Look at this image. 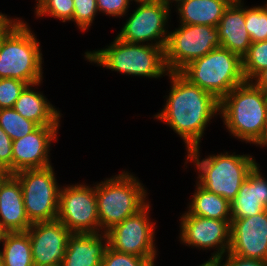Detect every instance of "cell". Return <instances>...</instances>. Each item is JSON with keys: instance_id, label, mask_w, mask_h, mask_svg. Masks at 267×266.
Wrapping results in <instances>:
<instances>
[{"instance_id": "cell-1", "label": "cell", "mask_w": 267, "mask_h": 266, "mask_svg": "<svg viewBox=\"0 0 267 266\" xmlns=\"http://www.w3.org/2000/svg\"><path fill=\"white\" fill-rule=\"evenodd\" d=\"M171 88L166 104L153 117L182 138L186 151L200 146L206 127L219 114L220 101L210 92L190 83L179 72H169Z\"/></svg>"}, {"instance_id": "cell-2", "label": "cell", "mask_w": 267, "mask_h": 266, "mask_svg": "<svg viewBox=\"0 0 267 266\" xmlns=\"http://www.w3.org/2000/svg\"><path fill=\"white\" fill-rule=\"evenodd\" d=\"M22 18H12L0 31V79H18L29 84L43 80L40 43Z\"/></svg>"}, {"instance_id": "cell-3", "label": "cell", "mask_w": 267, "mask_h": 266, "mask_svg": "<svg viewBox=\"0 0 267 266\" xmlns=\"http://www.w3.org/2000/svg\"><path fill=\"white\" fill-rule=\"evenodd\" d=\"M219 115L234 138L254 145L267 123V93L245 81L220 100Z\"/></svg>"}, {"instance_id": "cell-4", "label": "cell", "mask_w": 267, "mask_h": 266, "mask_svg": "<svg viewBox=\"0 0 267 266\" xmlns=\"http://www.w3.org/2000/svg\"><path fill=\"white\" fill-rule=\"evenodd\" d=\"M199 150L200 146L187 150L185 167L192 162L198 171L196 182L207 191L231 202L248 174L258 164L256 159L250 154L236 155L235 152L229 154V151L200 159Z\"/></svg>"}, {"instance_id": "cell-5", "label": "cell", "mask_w": 267, "mask_h": 266, "mask_svg": "<svg viewBox=\"0 0 267 266\" xmlns=\"http://www.w3.org/2000/svg\"><path fill=\"white\" fill-rule=\"evenodd\" d=\"M164 49L165 47L124 42L116 36L106 48L85 52L84 58L120 74L160 79L169 73Z\"/></svg>"}, {"instance_id": "cell-6", "label": "cell", "mask_w": 267, "mask_h": 266, "mask_svg": "<svg viewBox=\"0 0 267 266\" xmlns=\"http://www.w3.org/2000/svg\"><path fill=\"white\" fill-rule=\"evenodd\" d=\"M97 183V184H96ZM100 233L138 213L149 202L147 189L133 173L123 170L118 175L95 182Z\"/></svg>"}, {"instance_id": "cell-7", "label": "cell", "mask_w": 267, "mask_h": 266, "mask_svg": "<svg viewBox=\"0 0 267 266\" xmlns=\"http://www.w3.org/2000/svg\"><path fill=\"white\" fill-rule=\"evenodd\" d=\"M179 73L190 83L210 92L219 101L246 80L242 58L223 47H217L182 68Z\"/></svg>"}, {"instance_id": "cell-8", "label": "cell", "mask_w": 267, "mask_h": 266, "mask_svg": "<svg viewBox=\"0 0 267 266\" xmlns=\"http://www.w3.org/2000/svg\"><path fill=\"white\" fill-rule=\"evenodd\" d=\"M55 174L52 165L14 174L21 183L25 211L32 224L57 220L61 186Z\"/></svg>"}, {"instance_id": "cell-9", "label": "cell", "mask_w": 267, "mask_h": 266, "mask_svg": "<svg viewBox=\"0 0 267 266\" xmlns=\"http://www.w3.org/2000/svg\"><path fill=\"white\" fill-rule=\"evenodd\" d=\"M217 47H221L217 27L180 24L168 34L164 49L167 70L179 72Z\"/></svg>"}, {"instance_id": "cell-10", "label": "cell", "mask_w": 267, "mask_h": 266, "mask_svg": "<svg viewBox=\"0 0 267 266\" xmlns=\"http://www.w3.org/2000/svg\"><path fill=\"white\" fill-rule=\"evenodd\" d=\"M134 2L138 7L132 14L130 13V17L126 19L117 37L124 42L165 47L169 34L167 23L168 19H171V9L160 0H135Z\"/></svg>"}, {"instance_id": "cell-11", "label": "cell", "mask_w": 267, "mask_h": 266, "mask_svg": "<svg viewBox=\"0 0 267 266\" xmlns=\"http://www.w3.org/2000/svg\"><path fill=\"white\" fill-rule=\"evenodd\" d=\"M149 202L138 213L126 218L106 232L108 246L115 251L132 254L156 263L155 224L151 222ZM156 259V260H155Z\"/></svg>"}, {"instance_id": "cell-12", "label": "cell", "mask_w": 267, "mask_h": 266, "mask_svg": "<svg viewBox=\"0 0 267 266\" xmlns=\"http://www.w3.org/2000/svg\"><path fill=\"white\" fill-rule=\"evenodd\" d=\"M61 186L57 220L71 233H100L95 183Z\"/></svg>"}, {"instance_id": "cell-13", "label": "cell", "mask_w": 267, "mask_h": 266, "mask_svg": "<svg viewBox=\"0 0 267 266\" xmlns=\"http://www.w3.org/2000/svg\"><path fill=\"white\" fill-rule=\"evenodd\" d=\"M179 221L181 244L203 251L213 249L209 259L219 258L229 251L231 220L203 218L185 211Z\"/></svg>"}, {"instance_id": "cell-14", "label": "cell", "mask_w": 267, "mask_h": 266, "mask_svg": "<svg viewBox=\"0 0 267 266\" xmlns=\"http://www.w3.org/2000/svg\"><path fill=\"white\" fill-rule=\"evenodd\" d=\"M60 126H38L12 142V175L27 169L51 166V144L58 139Z\"/></svg>"}, {"instance_id": "cell-15", "label": "cell", "mask_w": 267, "mask_h": 266, "mask_svg": "<svg viewBox=\"0 0 267 266\" xmlns=\"http://www.w3.org/2000/svg\"><path fill=\"white\" fill-rule=\"evenodd\" d=\"M27 232L34 266H59L72 233L58 220L33 223Z\"/></svg>"}, {"instance_id": "cell-16", "label": "cell", "mask_w": 267, "mask_h": 266, "mask_svg": "<svg viewBox=\"0 0 267 266\" xmlns=\"http://www.w3.org/2000/svg\"><path fill=\"white\" fill-rule=\"evenodd\" d=\"M228 252L267 261V209L251 217L231 219Z\"/></svg>"}, {"instance_id": "cell-17", "label": "cell", "mask_w": 267, "mask_h": 266, "mask_svg": "<svg viewBox=\"0 0 267 266\" xmlns=\"http://www.w3.org/2000/svg\"><path fill=\"white\" fill-rule=\"evenodd\" d=\"M26 214L21 183L8 175L0 184V230L24 232L31 226Z\"/></svg>"}, {"instance_id": "cell-18", "label": "cell", "mask_w": 267, "mask_h": 266, "mask_svg": "<svg viewBox=\"0 0 267 266\" xmlns=\"http://www.w3.org/2000/svg\"><path fill=\"white\" fill-rule=\"evenodd\" d=\"M259 168V164L253 168L230 202L231 219L251 217L267 209V178Z\"/></svg>"}, {"instance_id": "cell-19", "label": "cell", "mask_w": 267, "mask_h": 266, "mask_svg": "<svg viewBox=\"0 0 267 266\" xmlns=\"http://www.w3.org/2000/svg\"><path fill=\"white\" fill-rule=\"evenodd\" d=\"M107 247L106 233H72L59 266H101Z\"/></svg>"}, {"instance_id": "cell-20", "label": "cell", "mask_w": 267, "mask_h": 266, "mask_svg": "<svg viewBox=\"0 0 267 266\" xmlns=\"http://www.w3.org/2000/svg\"><path fill=\"white\" fill-rule=\"evenodd\" d=\"M221 47L238 54L241 58L252 43L245 28V5L242 0H233L217 25Z\"/></svg>"}, {"instance_id": "cell-21", "label": "cell", "mask_w": 267, "mask_h": 266, "mask_svg": "<svg viewBox=\"0 0 267 266\" xmlns=\"http://www.w3.org/2000/svg\"><path fill=\"white\" fill-rule=\"evenodd\" d=\"M42 82L27 85L13 108L38 126H60L63 114L48 101L41 91H36Z\"/></svg>"}, {"instance_id": "cell-22", "label": "cell", "mask_w": 267, "mask_h": 266, "mask_svg": "<svg viewBox=\"0 0 267 266\" xmlns=\"http://www.w3.org/2000/svg\"><path fill=\"white\" fill-rule=\"evenodd\" d=\"M233 0H184L176 7L179 24L217 27Z\"/></svg>"}, {"instance_id": "cell-23", "label": "cell", "mask_w": 267, "mask_h": 266, "mask_svg": "<svg viewBox=\"0 0 267 266\" xmlns=\"http://www.w3.org/2000/svg\"><path fill=\"white\" fill-rule=\"evenodd\" d=\"M195 187L192 198L187 205L189 214L203 218L231 220V206L227 199L207 191L197 182Z\"/></svg>"}, {"instance_id": "cell-24", "label": "cell", "mask_w": 267, "mask_h": 266, "mask_svg": "<svg viewBox=\"0 0 267 266\" xmlns=\"http://www.w3.org/2000/svg\"><path fill=\"white\" fill-rule=\"evenodd\" d=\"M0 243V258L4 266H34L30 238L27 231L5 232Z\"/></svg>"}, {"instance_id": "cell-25", "label": "cell", "mask_w": 267, "mask_h": 266, "mask_svg": "<svg viewBox=\"0 0 267 266\" xmlns=\"http://www.w3.org/2000/svg\"><path fill=\"white\" fill-rule=\"evenodd\" d=\"M0 127L14 141L33 132L38 125L21 116L14 108H7L0 109Z\"/></svg>"}, {"instance_id": "cell-26", "label": "cell", "mask_w": 267, "mask_h": 266, "mask_svg": "<svg viewBox=\"0 0 267 266\" xmlns=\"http://www.w3.org/2000/svg\"><path fill=\"white\" fill-rule=\"evenodd\" d=\"M267 67V40L251 43L248 52L242 57V71L246 81H251Z\"/></svg>"}, {"instance_id": "cell-27", "label": "cell", "mask_w": 267, "mask_h": 266, "mask_svg": "<svg viewBox=\"0 0 267 266\" xmlns=\"http://www.w3.org/2000/svg\"><path fill=\"white\" fill-rule=\"evenodd\" d=\"M35 15L37 18L51 16L62 22L72 21L74 14L73 0H35Z\"/></svg>"}, {"instance_id": "cell-28", "label": "cell", "mask_w": 267, "mask_h": 266, "mask_svg": "<svg viewBox=\"0 0 267 266\" xmlns=\"http://www.w3.org/2000/svg\"><path fill=\"white\" fill-rule=\"evenodd\" d=\"M245 28L252 43L267 40V10L264 6L245 7Z\"/></svg>"}, {"instance_id": "cell-29", "label": "cell", "mask_w": 267, "mask_h": 266, "mask_svg": "<svg viewBox=\"0 0 267 266\" xmlns=\"http://www.w3.org/2000/svg\"><path fill=\"white\" fill-rule=\"evenodd\" d=\"M73 3V22L81 31H87L92 26L91 24L95 20L97 13L99 14L96 0H73Z\"/></svg>"}, {"instance_id": "cell-30", "label": "cell", "mask_w": 267, "mask_h": 266, "mask_svg": "<svg viewBox=\"0 0 267 266\" xmlns=\"http://www.w3.org/2000/svg\"><path fill=\"white\" fill-rule=\"evenodd\" d=\"M28 84L18 79H0V109L13 108Z\"/></svg>"}, {"instance_id": "cell-31", "label": "cell", "mask_w": 267, "mask_h": 266, "mask_svg": "<svg viewBox=\"0 0 267 266\" xmlns=\"http://www.w3.org/2000/svg\"><path fill=\"white\" fill-rule=\"evenodd\" d=\"M152 263L143 257L121 253L107 247L101 266H151Z\"/></svg>"}, {"instance_id": "cell-32", "label": "cell", "mask_w": 267, "mask_h": 266, "mask_svg": "<svg viewBox=\"0 0 267 266\" xmlns=\"http://www.w3.org/2000/svg\"><path fill=\"white\" fill-rule=\"evenodd\" d=\"M135 0H96L99 13L121 18L128 15L130 3Z\"/></svg>"}, {"instance_id": "cell-33", "label": "cell", "mask_w": 267, "mask_h": 266, "mask_svg": "<svg viewBox=\"0 0 267 266\" xmlns=\"http://www.w3.org/2000/svg\"><path fill=\"white\" fill-rule=\"evenodd\" d=\"M12 139L0 127V169L12 175Z\"/></svg>"}, {"instance_id": "cell-34", "label": "cell", "mask_w": 267, "mask_h": 266, "mask_svg": "<svg viewBox=\"0 0 267 266\" xmlns=\"http://www.w3.org/2000/svg\"><path fill=\"white\" fill-rule=\"evenodd\" d=\"M226 256V257H225ZM225 257V259H224ZM217 266H267L266 260H257L252 258H245L227 252L224 256L213 259ZM223 260H225L223 262Z\"/></svg>"}, {"instance_id": "cell-35", "label": "cell", "mask_w": 267, "mask_h": 266, "mask_svg": "<svg viewBox=\"0 0 267 266\" xmlns=\"http://www.w3.org/2000/svg\"><path fill=\"white\" fill-rule=\"evenodd\" d=\"M251 82L257 87L267 92V67L261 70Z\"/></svg>"}, {"instance_id": "cell-36", "label": "cell", "mask_w": 267, "mask_h": 266, "mask_svg": "<svg viewBox=\"0 0 267 266\" xmlns=\"http://www.w3.org/2000/svg\"><path fill=\"white\" fill-rule=\"evenodd\" d=\"M254 145L260 146L261 148L265 146L267 147V123L264 127L261 137L257 140V142Z\"/></svg>"}, {"instance_id": "cell-37", "label": "cell", "mask_w": 267, "mask_h": 266, "mask_svg": "<svg viewBox=\"0 0 267 266\" xmlns=\"http://www.w3.org/2000/svg\"><path fill=\"white\" fill-rule=\"evenodd\" d=\"M9 16L0 12V31L5 27V25L11 20Z\"/></svg>"}, {"instance_id": "cell-38", "label": "cell", "mask_w": 267, "mask_h": 266, "mask_svg": "<svg viewBox=\"0 0 267 266\" xmlns=\"http://www.w3.org/2000/svg\"><path fill=\"white\" fill-rule=\"evenodd\" d=\"M163 4H165L168 8H172V3L174 6H177L179 3L183 2L184 0H160ZM176 4V5H175Z\"/></svg>"}, {"instance_id": "cell-39", "label": "cell", "mask_w": 267, "mask_h": 266, "mask_svg": "<svg viewBox=\"0 0 267 266\" xmlns=\"http://www.w3.org/2000/svg\"><path fill=\"white\" fill-rule=\"evenodd\" d=\"M199 266H217L216 262L213 259H209L204 263L200 264Z\"/></svg>"}, {"instance_id": "cell-40", "label": "cell", "mask_w": 267, "mask_h": 266, "mask_svg": "<svg viewBox=\"0 0 267 266\" xmlns=\"http://www.w3.org/2000/svg\"><path fill=\"white\" fill-rule=\"evenodd\" d=\"M9 175L8 172L0 169V184L2 183V181Z\"/></svg>"}, {"instance_id": "cell-41", "label": "cell", "mask_w": 267, "mask_h": 266, "mask_svg": "<svg viewBox=\"0 0 267 266\" xmlns=\"http://www.w3.org/2000/svg\"><path fill=\"white\" fill-rule=\"evenodd\" d=\"M2 234H3V232L0 230V241H1Z\"/></svg>"}, {"instance_id": "cell-42", "label": "cell", "mask_w": 267, "mask_h": 266, "mask_svg": "<svg viewBox=\"0 0 267 266\" xmlns=\"http://www.w3.org/2000/svg\"><path fill=\"white\" fill-rule=\"evenodd\" d=\"M265 7V9L267 10V2L263 5Z\"/></svg>"}, {"instance_id": "cell-43", "label": "cell", "mask_w": 267, "mask_h": 266, "mask_svg": "<svg viewBox=\"0 0 267 266\" xmlns=\"http://www.w3.org/2000/svg\"><path fill=\"white\" fill-rule=\"evenodd\" d=\"M0 266H4V265H3V263H2V260H1V258H0Z\"/></svg>"}]
</instances>
